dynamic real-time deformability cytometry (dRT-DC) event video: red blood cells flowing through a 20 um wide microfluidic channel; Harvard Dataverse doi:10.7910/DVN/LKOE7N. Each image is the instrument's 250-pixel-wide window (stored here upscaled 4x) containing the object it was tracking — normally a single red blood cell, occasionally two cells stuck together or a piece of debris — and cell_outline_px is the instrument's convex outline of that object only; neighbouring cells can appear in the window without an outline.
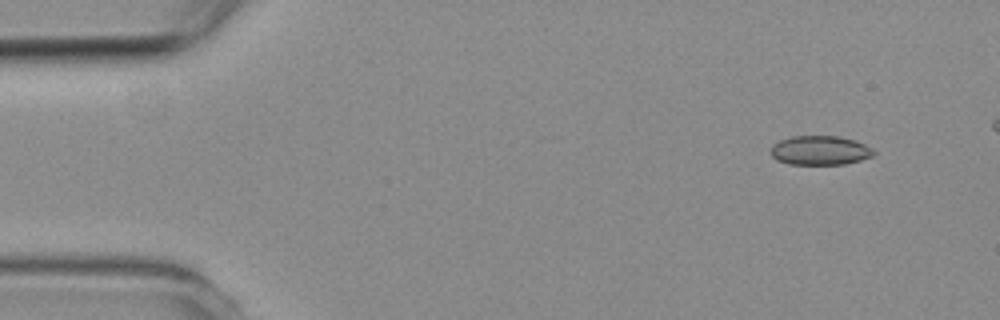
{"species": "common noctule bat (a hibernating species)", "species_latin": "Nyctalus noctula", "temperature_condition": "room temperature", "stored_images_in_passage": 7, "camera_frame_rate_fps": 3000, "um_per_image_px": 0.085, "animal": {"sex": "female", "body_mass_g": 19.3, "forearm_length_mm": 54.1}, "frame": {"image": 1, "passage_image": 1, "time_ms": 0.0, "image_size_px": [1000, 320], "cell_outline_px": [[876, 152], [872, 156], [860, 160], [844, 164], [788, 164], [776, 160], [768, 152], [772, 144], [780, 140], [792, 136], [840, 136], [856, 140], [872, 148]], "centroid_in_image_um": [69.67, 12.78], "position_along_channel_um": 15.3, "area_um2": 17.74}}
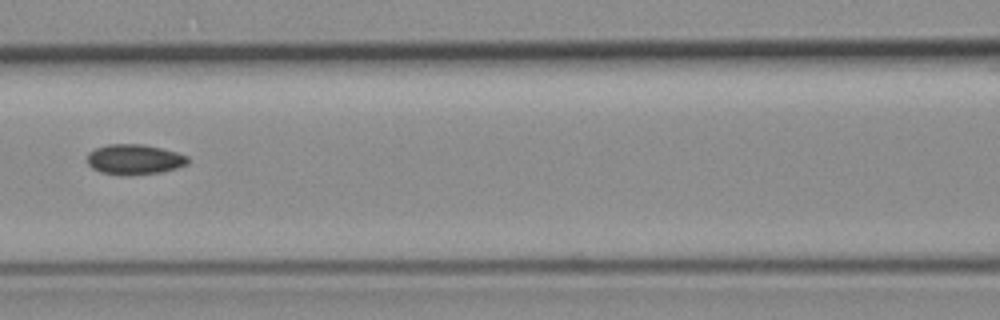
{"frame": {"image": 2, "passage_image": 6, "time_ms": 6.0, "image_size_px": [1000, 320], "cell_outline_px": [[188, 164], [176, 168], [160, 172], [128, 176], [120, 176], [100, 172], [92, 168], [88, 164], [88, 152], [96, 148], [108, 144], [144, 144], [176, 152], [188, 156]], "centroid_in_image_um": [11.4, 13.56], "position_along_channel_um": 155.2, "area_um2": 17.86}}
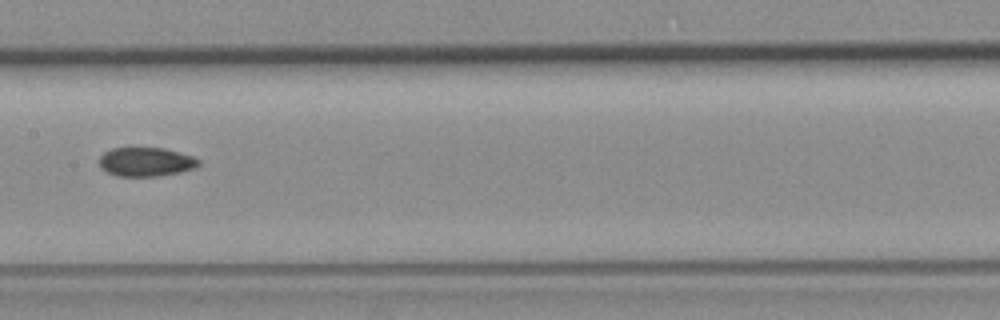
{"frame": {"image": 3, "passage_image": 7, "time_ms": 7.0, "image_size_px": [1000, 320], "cell_outline_px": [[200, 164], [196, 168], [180, 172], [160, 176], [116, 176], [100, 168], [100, 156], [104, 152], [112, 148], [164, 148], [192, 156], [200, 160]], "centroid_in_image_um": [12.41, 13.76], "position_along_channel_um": 195.0, "area_um2": 16.82}}